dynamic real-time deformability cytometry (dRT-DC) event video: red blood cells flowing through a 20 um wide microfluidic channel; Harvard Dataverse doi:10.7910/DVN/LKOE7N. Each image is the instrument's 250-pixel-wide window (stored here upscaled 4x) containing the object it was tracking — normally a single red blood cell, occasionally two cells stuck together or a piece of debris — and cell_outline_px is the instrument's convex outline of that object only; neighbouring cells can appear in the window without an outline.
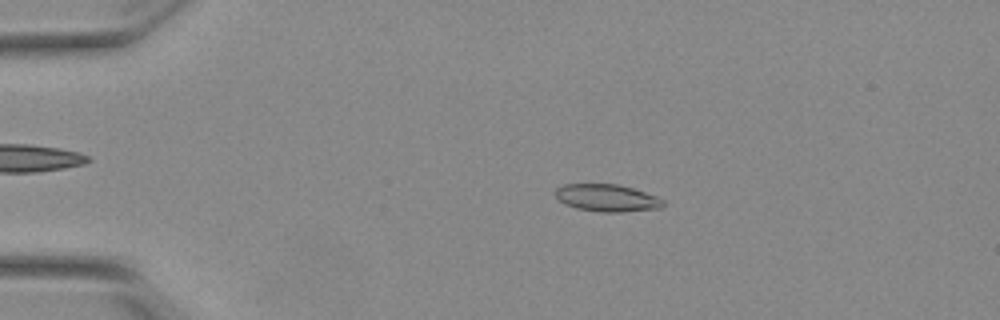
{"species": "Egyptian fruit bat (a non-hibernating species)", "species_latin": "Rousettus aegyptiacus", "temperature_condition": "warm", "stored_images_in_passage": 53, "camera_frame_rate_fps": 3000, "um_per_image_px": 0.085, "animal": {"sex": "female"}, "frame": {"image": 1, "passage_image": 11, "time_ms": 3.333, "image_size_px": [1000, 320], "cell_outline_px": [[664, 204], [660, 208], [620, 212], [600, 212], [576, 208], [564, 204], [556, 196], [556, 188], [564, 184], [620, 184], [656, 196], [664, 200]], "centroid_in_image_um": [51.59, 16.82], "position_along_channel_um": 33.4, "area_um2": 17.05}}
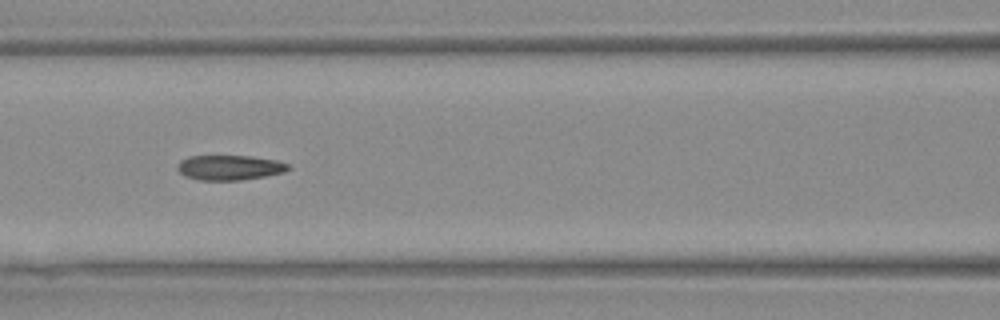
{"frame": {"image": 2, "passage_image": 24, "time_ms": 7.667, "image_size_px": [1000, 320], "cell_outline_px": [[292, 168], [284, 172], [264, 176], [240, 180], [200, 180], [184, 176], [176, 168], [180, 160], [188, 156], [252, 156], [276, 160], [288, 164]], "centroid_in_image_um": [19.5, 14.24], "position_along_channel_um": 147.1, "area_um2": 16.13}}
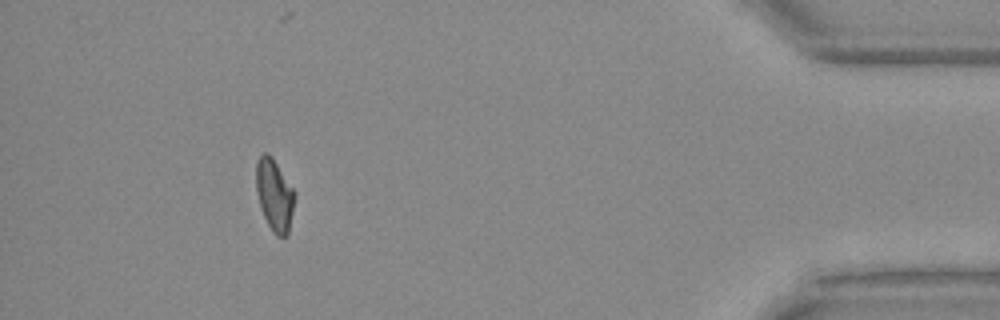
{"frame": {"image": 3, "passage_image": 49, "time_ms": 16.0, "image_size_px": [1000, 320], "cell_outline_px": [[296, 196], [288, 236], [276, 236], [272, 232], [264, 216], [256, 192], [256, 164], [260, 156], [264, 152], [268, 152], [272, 156], [296, 192]], "centroid_in_image_um": [23.35, 16.57], "position_along_channel_um": 411.8, "area_um2": 16.36}, "authors_computed_cell_mechanics": {"area_um2": 16.6464, "velocity_mm_per_s": 3.8498, "shape_relaxation_time_tau1_ms": null, "shape_relaxation_time_tau2_ms": 1.9358, "deformation_change_tau1": null, "deformation_change_tau2": 0.0693}}